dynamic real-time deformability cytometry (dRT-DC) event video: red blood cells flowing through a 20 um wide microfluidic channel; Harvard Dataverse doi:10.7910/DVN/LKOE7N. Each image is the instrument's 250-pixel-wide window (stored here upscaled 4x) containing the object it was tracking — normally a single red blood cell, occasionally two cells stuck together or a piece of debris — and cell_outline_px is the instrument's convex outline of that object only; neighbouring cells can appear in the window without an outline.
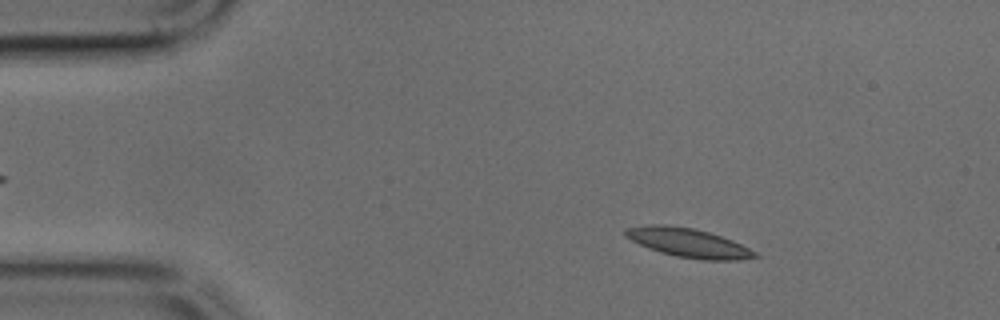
{"species": "common noctule bat (a hibernating species)", "species_latin": "Nyctalus noctula", "temperature_condition": "cold", "stored_images_in_passage": 49, "camera_frame_rate_fps": 3000, "um_per_image_px": 0.085, "animal": {"sex": "male", "body_mass_g": 17.9, "forearm_length_mm": 54.2}, "frame": {"image": 1, "passage_image": 7, "time_ms": 2.0, "image_size_px": [1000, 320], "cell_outline_px": [[760, 256], [736, 260], [700, 260], [676, 256], [660, 252], [648, 248], [624, 236], [624, 228], [652, 224], [664, 224], [692, 228], [708, 232], [732, 240], [756, 252]], "centroid_in_image_um": [58.48, 20.63], "position_along_channel_um": 26.5, "area_um2": 21.73}}
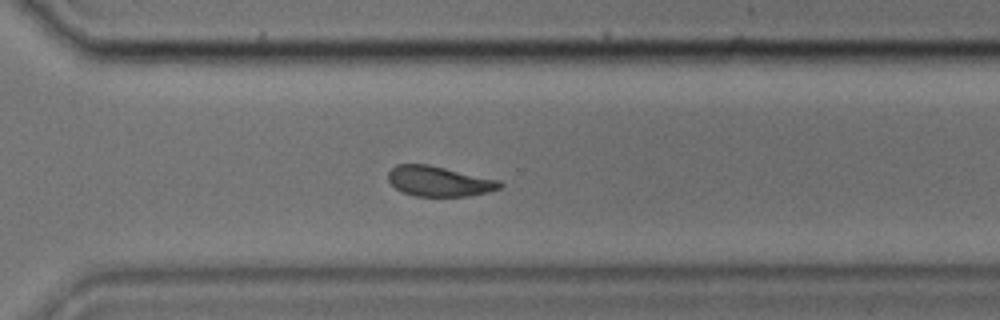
{"frame": {"image": 2, "passage_image": 34, "time_ms": 11.0, "image_size_px": [1000, 320], "cell_outline_px": [[504, 184], [500, 188], [488, 192], [468, 196], [416, 196], [404, 192], [396, 188], [388, 180], [388, 172], [396, 164], [428, 164], [500, 180]], "centroid_in_image_um": [37.34, 15.4], "position_along_channel_um": 333.3, "area_um2": 19.59}}
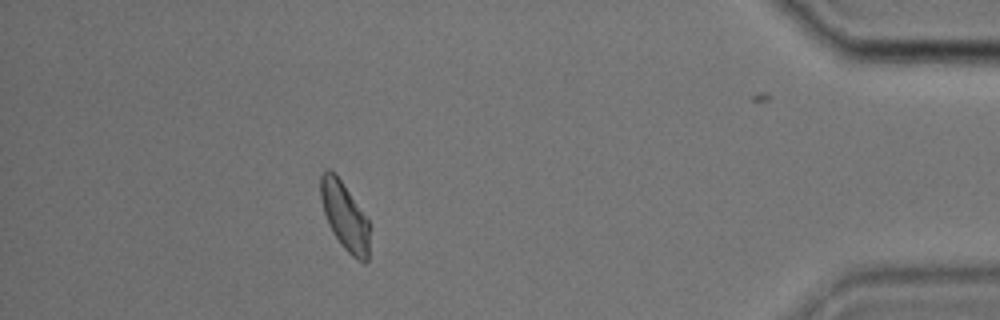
{"frame": {"image": 3, "passage_image": 43, "time_ms": 14.0, "image_size_px": [1000, 320], "cell_outline_px": [[368, 260], [364, 264], [356, 260], [340, 244], [332, 232], [328, 224], [320, 200], [320, 176], [324, 168], [328, 168], [340, 180], [368, 220]], "centroid_in_image_um": [29.26, 18.4], "position_along_channel_um": 405.9, "area_um2": 19.07}}